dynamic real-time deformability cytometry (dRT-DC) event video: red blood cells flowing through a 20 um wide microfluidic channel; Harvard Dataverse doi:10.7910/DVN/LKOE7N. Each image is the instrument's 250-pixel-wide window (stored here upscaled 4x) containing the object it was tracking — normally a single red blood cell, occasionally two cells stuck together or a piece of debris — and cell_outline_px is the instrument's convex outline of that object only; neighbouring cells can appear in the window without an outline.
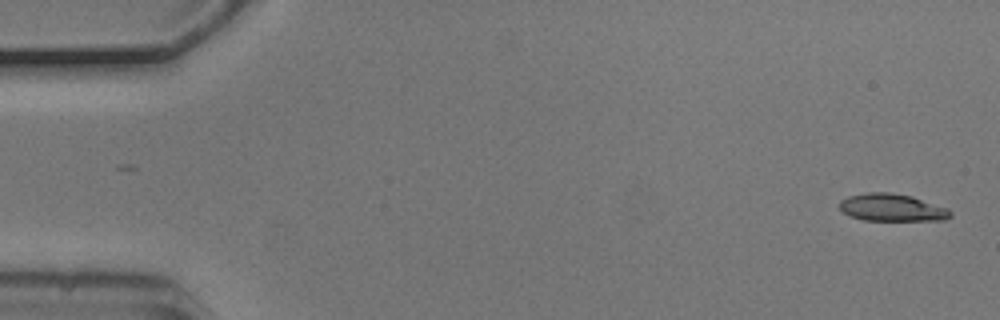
{"species": "common noctule bat (a hibernating species)", "species_latin": "Nyctalus noctula", "temperature_condition": "cold", "stored_images_in_passage": 4, "camera_frame_rate_fps": 3000, "um_per_image_px": 0.085, "animal": {"sex": "male", "body_mass_g": 20.5, "forearm_length_mm": 52.5}, "frame": {"image": 1, "passage_image": 1, "time_ms": 0.0, "image_size_px": [1000, 320], "cell_outline_px": [[952, 216], [944, 220], [864, 220], [852, 216], [844, 212], [840, 208], [840, 200], [848, 196], [868, 192], [892, 192], [912, 196], [948, 208], [952, 212]], "centroid_in_image_um": [75.85, 17.63], "position_along_channel_um": 9.2, "area_um2": 17.69}}
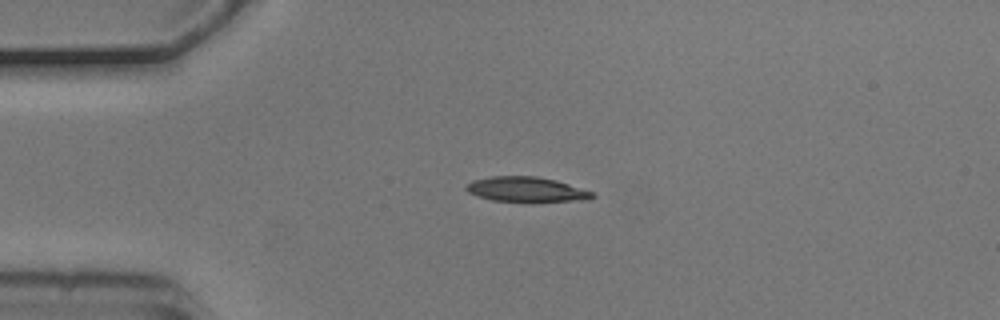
{"frame": {"image": 2, "passage_image": 4, "time_ms": 1.0, "image_size_px": [1000, 320], "cell_outline_px": [[596, 196], [588, 200], [532, 204], [492, 200], [476, 196], [468, 192], [464, 188], [472, 180], [492, 176], [536, 176], [556, 180], [592, 192]], "centroid_in_image_um": [44.76, 16.15], "position_along_channel_um": 40.2, "area_um2": 19.13}}